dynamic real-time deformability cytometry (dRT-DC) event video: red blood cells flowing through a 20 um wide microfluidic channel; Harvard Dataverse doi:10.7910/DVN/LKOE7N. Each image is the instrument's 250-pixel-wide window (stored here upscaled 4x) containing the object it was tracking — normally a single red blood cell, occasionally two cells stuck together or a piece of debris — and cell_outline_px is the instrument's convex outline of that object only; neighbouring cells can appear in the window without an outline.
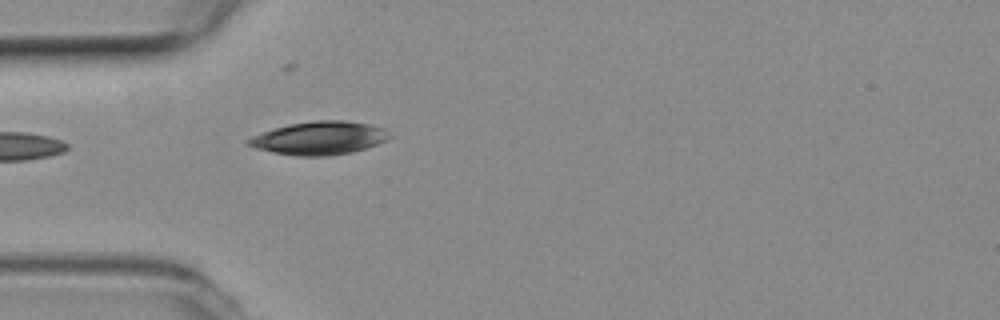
{"species": "common noctule bat (a hibernating species)", "species_latin": "Nyctalus noctula", "temperature_condition": "room temperature", "stored_images_in_passage": 5, "camera_frame_rate_fps": 3000, "um_per_image_px": 0.085, "animal": {"sex": "female", "body_mass_g": 19.3, "forearm_length_mm": 54.1}, "frame": {"image": 1, "passage_image": 1, "time_ms": 0.0, "image_size_px": [1000, 320], "cell_outline_px": [[392, 136], [388, 140], [352, 152], [324, 156], [296, 156], [272, 152], [256, 148], [248, 144], [248, 140], [252, 136], [288, 124], [316, 120], [344, 120], [368, 124], [384, 128]], "centroid_in_image_um": [27.17, 11.73], "position_along_channel_um": 57.8, "area_um2": 27.05}}